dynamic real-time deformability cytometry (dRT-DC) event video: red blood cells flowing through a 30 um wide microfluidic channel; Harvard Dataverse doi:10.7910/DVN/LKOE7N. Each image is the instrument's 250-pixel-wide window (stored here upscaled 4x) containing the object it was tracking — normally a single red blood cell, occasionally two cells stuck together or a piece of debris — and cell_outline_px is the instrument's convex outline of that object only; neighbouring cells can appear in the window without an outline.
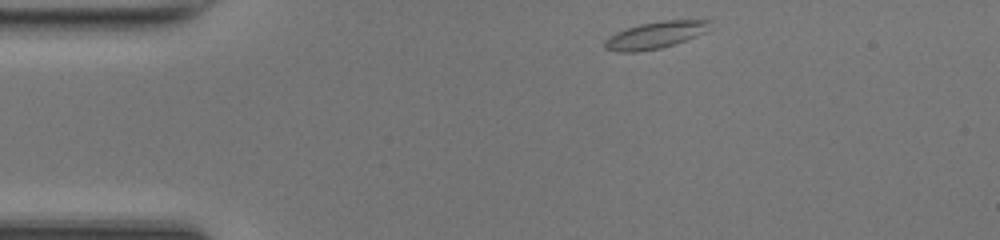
{"species": "common noctule bat (a hibernating species)", "species_latin": "Nyctalus noctula", "temperature_condition": "room temperature", "stored_images_in_passage": 41, "camera_frame_rate_fps": 3000, "um_per_image_px": 0.085, "animal": {"sex": "female", "body_mass_g": 17.0, "forearm_length_mm": 48.0}, "frame": {"image": 1, "passage_image": 1, "time_ms": 0.0, "image_size_px": [1000, 240], "cell_outline_px": [[708, 20], [704, 32], [696, 36], [660, 48], [636, 52], [620, 52], [604, 48], [604, 40], [608, 36], [616, 32], [640, 24], [664, 20]], "centroid_in_image_um": [55.59, 2.99], "position_along_channel_um": 29.4, "area_um2": 16.01}}
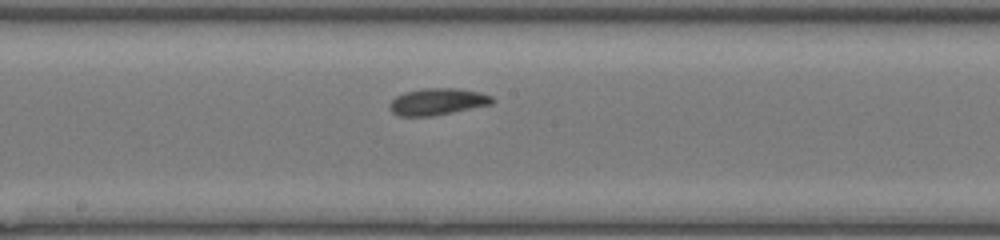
{"frame": {"image": 2, "passage_image": 18, "time_ms": 5.667, "image_size_px": [1000, 240], "cell_outline_px": [[496, 100], [492, 104], [432, 116], [400, 116], [392, 112], [388, 104], [396, 96], [404, 92], [424, 88], [456, 88], [480, 92], [492, 96]], "centroid_in_image_um": [37.19, 8.63], "position_along_channel_um": 211.0, "area_um2": 16.01}}
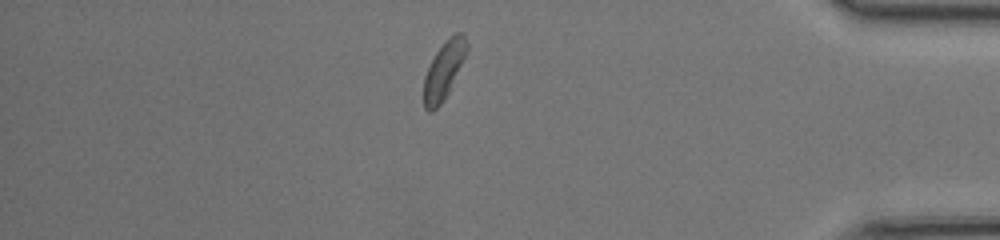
{"frame": {"image": 3, "passage_image": 34, "time_ms": 11.0, "image_size_px": [1000, 240], "cell_outline_px": [[468, 48], [448, 92], [444, 100], [432, 112], [428, 112], [424, 108], [424, 76], [436, 52], [448, 36], [456, 32], [460, 32], [464, 36], [468, 44]], "centroid_in_image_um": [37.71, 5.97], "position_along_channel_um": 397.5, "area_um2": 14.1}, "authors_computed_cell_mechanics": {"area_um2": 15.4326, "velocity_mm_per_s": 4.2029, "shape_relaxation_time_tau1_ms": 3.1501, "shape_relaxation_time_tau2_ms": 1.1132, "deformation_change_tau1": 0.0898, "deformation_change_tau2": 0.0484}}